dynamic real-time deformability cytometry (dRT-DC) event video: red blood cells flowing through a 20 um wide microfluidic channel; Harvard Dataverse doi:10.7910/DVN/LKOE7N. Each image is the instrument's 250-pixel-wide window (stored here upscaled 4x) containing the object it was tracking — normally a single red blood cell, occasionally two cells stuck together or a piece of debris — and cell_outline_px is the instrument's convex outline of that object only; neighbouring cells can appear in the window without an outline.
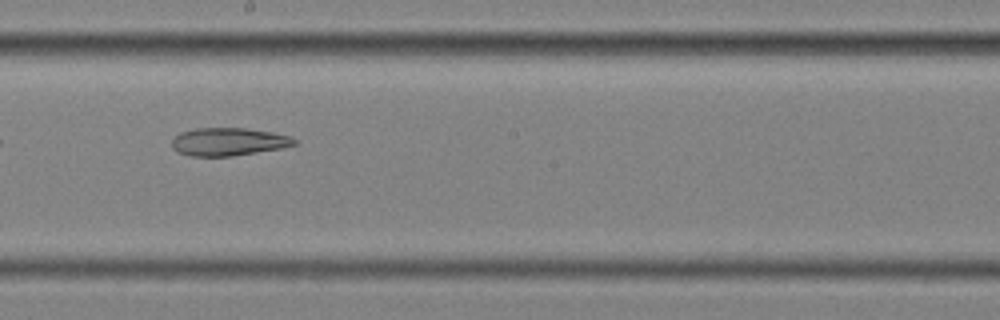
{"species": "common noctule bat (a hibernating species)", "species_latin": "Nyctalus noctula", "temperature_condition": "cold", "stored_images_in_passage": 10, "camera_frame_rate_fps": 3000, "um_per_image_px": 0.085, "animal": {"sex": "female", "body_mass_g": 25.1}, "frame": {"image": 1, "passage_image": 9, "time_ms": 2.667, "image_size_px": [1000, 320], "cell_outline_px": [[296, 144], [280, 148], [232, 156], [192, 156], [176, 152], [172, 148], [172, 140], [180, 132], [196, 128], [244, 128], [272, 132], [288, 136], [296, 140]], "centroid_in_image_um": [19.37, 12.05], "position_along_channel_um": 228.8, "area_um2": 19.77}}